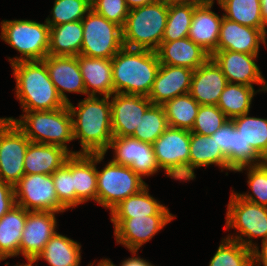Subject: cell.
Returning a JSON list of instances; mask_svg holds the SVG:
<instances>
[{
	"label": "cell",
	"mask_w": 267,
	"mask_h": 266,
	"mask_svg": "<svg viewBox=\"0 0 267 266\" xmlns=\"http://www.w3.org/2000/svg\"><path fill=\"white\" fill-rule=\"evenodd\" d=\"M78 154H106L113 138L110 97L86 96L74 106L69 102Z\"/></svg>",
	"instance_id": "cell-1"
},
{
	"label": "cell",
	"mask_w": 267,
	"mask_h": 266,
	"mask_svg": "<svg viewBox=\"0 0 267 266\" xmlns=\"http://www.w3.org/2000/svg\"><path fill=\"white\" fill-rule=\"evenodd\" d=\"M15 77V97L22 111L56 110L67 104L59 96L43 60L11 64Z\"/></svg>",
	"instance_id": "cell-2"
},
{
	"label": "cell",
	"mask_w": 267,
	"mask_h": 266,
	"mask_svg": "<svg viewBox=\"0 0 267 266\" xmlns=\"http://www.w3.org/2000/svg\"><path fill=\"white\" fill-rule=\"evenodd\" d=\"M159 67L156 51L123 47L112 58L114 93L148 96Z\"/></svg>",
	"instance_id": "cell-3"
},
{
	"label": "cell",
	"mask_w": 267,
	"mask_h": 266,
	"mask_svg": "<svg viewBox=\"0 0 267 266\" xmlns=\"http://www.w3.org/2000/svg\"><path fill=\"white\" fill-rule=\"evenodd\" d=\"M19 119L4 117L25 133L31 142L58 145L71 154H78L68 148L74 141L72 115L68 105L56 110L23 111Z\"/></svg>",
	"instance_id": "cell-4"
},
{
	"label": "cell",
	"mask_w": 267,
	"mask_h": 266,
	"mask_svg": "<svg viewBox=\"0 0 267 266\" xmlns=\"http://www.w3.org/2000/svg\"><path fill=\"white\" fill-rule=\"evenodd\" d=\"M168 6L159 1L129 10L122 27L123 45L156 51L167 24Z\"/></svg>",
	"instance_id": "cell-5"
},
{
	"label": "cell",
	"mask_w": 267,
	"mask_h": 266,
	"mask_svg": "<svg viewBox=\"0 0 267 266\" xmlns=\"http://www.w3.org/2000/svg\"><path fill=\"white\" fill-rule=\"evenodd\" d=\"M50 26L34 20H2L0 38L16 49L19 57H8L10 64L19 61L43 60L48 55Z\"/></svg>",
	"instance_id": "cell-6"
},
{
	"label": "cell",
	"mask_w": 267,
	"mask_h": 266,
	"mask_svg": "<svg viewBox=\"0 0 267 266\" xmlns=\"http://www.w3.org/2000/svg\"><path fill=\"white\" fill-rule=\"evenodd\" d=\"M232 192L226 205L225 229H235L238 234H228L226 238L240 242L253 250L258 245L253 242V238L267 240V207L248 202L239 197L234 190Z\"/></svg>",
	"instance_id": "cell-7"
},
{
	"label": "cell",
	"mask_w": 267,
	"mask_h": 266,
	"mask_svg": "<svg viewBox=\"0 0 267 266\" xmlns=\"http://www.w3.org/2000/svg\"><path fill=\"white\" fill-rule=\"evenodd\" d=\"M146 186L145 181L129 166L110 160L103 169L97 168V203L109 211Z\"/></svg>",
	"instance_id": "cell-8"
},
{
	"label": "cell",
	"mask_w": 267,
	"mask_h": 266,
	"mask_svg": "<svg viewBox=\"0 0 267 266\" xmlns=\"http://www.w3.org/2000/svg\"><path fill=\"white\" fill-rule=\"evenodd\" d=\"M83 41L80 54L112 59L123 47L122 27L90 9L82 19Z\"/></svg>",
	"instance_id": "cell-9"
},
{
	"label": "cell",
	"mask_w": 267,
	"mask_h": 266,
	"mask_svg": "<svg viewBox=\"0 0 267 266\" xmlns=\"http://www.w3.org/2000/svg\"><path fill=\"white\" fill-rule=\"evenodd\" d=\"M160 170L178 181H189L190 131L168 127L153 143Z\"/></svg>",
	"instance_id": "cell-10"
},
{
	"label": "cell",
	"mask_w": 267,
	"mask_h": 266,
	"mask_svg": "<svg viewBox=\"0 0 267 266\" xmlns=\"http://www.w3.org/2000/svg\"><path fill=\"white\" fill-rule=\"evenodd\" d=\"M30 142L15 122L0 117V180L14 186L23 177Z\"/></svg>",
	"instance_id": "cell-11"
},
{
	"label": "cell",
	"mask_w": 267,
	"mask_h": 266,
	"mask_svg": "<svg viewBox=\"0 0 267 266\" xmlns=\"http://www.w3.org/2000/svg\"><path fill=\"white\" fill-rule=\"evenodd\" d=\"M16 205L27 211L63 213L67 209L59 202L52 174H24L14 185Z\"/></svg>",
	"instance_id": "cell-12"
},
{
	"label": "cell",
	"mask_w": 267,
	"mask_h": 266,
	"mask_svg": "<svg viewBox=\"0 0 267 266\" xmlns=\"http://www.w3.org/2000/svg\"><path fill=\"white\" fill-rule=\"evenodd\" d=\"M174 218L172 213H156L144 217L110 218V221L114 226L116 243L129 251H138Z\"/></svg>",
	"instance_id": "cell-13"
},
{
	"label": "cell",
	"mask_w": 267,
	"mask_h": 266,
	"mask_svg": "<svg viewBox=\"0 0 267 266\" xmlns=\"http://www.w3.org/2000/svg\"><path fill=\"white\" fill-rule=\"evenodd\" d=\"M109 148L114 151L112 159L114 163L129 166L142 179L160 171L153 144L133 137L113 136Z\"/></svg>",
	"instance_id": "cell-14"
},
{
	"label": "cell",
	"mask_w": 267,
	"mask_h": 266,
	"mask_svg": "<svg viewBox=\"0 0 267 266\" xmlns=\"http://www.w3.org/2000/svg\"><path fill=\"white\" fill-rule=\"evenodd\" d=\"M258 54H246L230 50H217L211 59L221 69L228 83L254 87L262 85V92H267L266 80L256 63Z\"/></svg>",
	"instance_id": "cell-15"
},
{
	"label": "cell",
	"mask_w": 267,
	"mask_h": 266,
	"mask_svg": "<svg viewBox=\"0 0 267 266\" xmlns=\"http://www.w3.org/2000/svg\"><path fill=\"white\" fill-rule=\"evenodd\" d=\"M56 214L48 211H27L25 227L19 245V255L32 263L42 252L45 244L57 231Z\"/></svg>",
	"instance_id": "cell-16"
},
{
	"label": "cell",
	"mask_w": 267,
	"mask_h": 266,
	"mask_svg": "<svg viewBox=\"0 0 267 266\" xmlns=\"http://www.w3.org/2000/svg\"><path fill=\"white\" fill-rule=\"evenodd\" d=\"M110 98L113 136L131 137L152 102L134 94L113 93Z\"/></svg>",
	"instance_id": "cell-17"
},
{
	"label": "cell",
	"mask_w": 267,
	"mask_h": 266,
	"mask_svg": "<svg viewBox=\"0 0 267 266\" xmlns=\"http://www.w3.org/2000/svg\"><path fill=\"white\" fill-rule=\"evenodd\" d=\"M43 61L59 96L66 104L70 100L65 92L86 94L84 80L78 64V56L47 55Z\"/></svg>",
	"instance_id": "cell-18"
},
{
	"label": "cell",
	"mask_w": 267,
	"mask_h": 266,
	"mask_svg": "<svg viewBox=\"0 0 267 266\" xmlns=\"http://www.w3.org/2000/svg\"><path fill=\"white\" fill-rule=\"evenodd\" d=\"M193 71L187 67L160 64L147 96L152 105H163L166 101L189 93Z\"/></svg>",
	"instance_id": "cell-19"
},
{
	"label": "cell",
	"mask_w": 267,
	"mask_h": 266,
	"mask_svg": "<svg viewBox=\"0 0 267 266\" xmlns=\"http://www.w3.org/2000/svg\"><path fill=\"white\" fill-rule=\"evenodd\" d=\"M266 35L264 30L241 25L223 17L217 50L259 54L260 44L267 46Z\"/></svg>",
	"instance_id": "cell-20"
},
{
	"label": "cell",
	"mask_w": 267,
	"mask_h": 266,
	"mask_svg": "<svg viewBox=\"0 0 267 266\" xmlns=\"http://www.w3.org/2000/svg\"><path fill=\"white\" fill-rule=\"evenodd\" d=\"M249 115L248 112L231 121L244 140L245 165L262 164L267 156V118Z\"/></svg>",
	"instance_id": "cell-21"
},
{
	"label": "cell",
	"mask_w": 267,
	"mask_h": 266,
	"mask_svg": "<svg viewBox=\"0 0 267 266\" xmlns=\"http://www.w3.org/2000/svg\"><path fill=\"white\" fill-rule=\"evenodd\" d=\"M214 2L200 1L194 8L188 38L212 55L217 51L223 18L212 11Z\"/></svg>",
	"instance_id": "cell-22"
},
{
	"label": "cell",
	"mask_w": 267,
	"mask_h": 266,
	"mask_svg": "<svg viewBox=\"0 0 267 266\" xmlns=\"http://www.w3.org/2000/svg\"><path fill=\"white\" fill-rule=\"evenodd\" d=\"M227 84V78L210 58L193 71L189 94L200 105H217Z\"/></svg>",
	"instance_id": "cell-23"
},
{
	"label": "cell",
	"mask_w": 267,
	"mask_h": 266,
	"mask_svg": "<svg viewBox=\"0 0 267 266\" xmlns=\"http://www.w3.org/2000/svg\"><path fill=\"white\" fill-rule=\"evenodd\" d=\"M160 64L187 67L192 70L205 64L211 55L188 37L162 41L156 50Z\"/></svg>",
	"instance_id": "cell-24"
},
{
	"label": "cell",
	"mask_w": 267,
	"mask_h": 266,
	"mask_svg": "<svg viewBox=\"0 0 267 266\" xmlns=\"http://www.w3.org/2000/svg\"><path fill=\"white\" fill-rule=\"evenodd\" d=\"M105 154H73V188L77 206L90 200L97 202V164Z\"/></svg>",
	"instance_id": "cell-25"
},
{
	"label": "cell",
	"mask_w": 267,
	"mask_h": 266,
	"mask_svg": "<svg viewBox=\"0 0 267 266\" xmlns=\"http://www.w3.org/2000/svg\"><path fill=\"white\" fill-rule=\"evenodd\" d=\"M78 64L87 96L110 97L114 93L112 59L78 55Z\"/></svg>",
	"instance_id": "cell-26"
},
{
	"label": "cell",
	"mask_w": 267,
	"mask_h": 266,
	"mask_svg": "<svg viewBox=\"0 0 267 266\" xmlns=\"http://www.w3.org/2000/svg\"><path fill=\"white\" fill-rule=\"evenodd\" d=\"M72 154L58 145L30 142L24 157L25 174H53Z\"/></svg>",
	"instance_id": "cell-27"
},
{
	"label": "cell",
	"mask_w": 267,
	"mask_h": 266,
	"mask_svg": "<svg viewBox=\"0 0 267 266\" xmlns=\"http://www.w3.org/2000/svg\"><path fill=\"white\" fill-rule=\"evenodd\" d=\"M209 165L218 166L221 172L224 169L234 172L215 139L190 132L189 181L196 178L194 172L196 168L209 167Z\"/></svg>",
	"instance_id": "cell-28"
},
{
	"label": "cell",
	"mask_w": 267,
	"mask_h": 266,
	"mask_svg": "<svg viewBox=\"0 0 267 266\" xmlns=\"http://www.w3.org/2000/svg\"><path fill=\"white\" fill-rule=\"evenodd\" d=\"M27 210L14 205L0 218V259L19 256V245L25 227Z\"/></svg>",
	"instance_id": "cell-29"
},
{
	"label": "cell",
	"mask_w": 267,
	"mask_h": 266,
	"mask_svg": "<svg viewBox=\"0 0 267 266\" xmlns=\"http://www.w3.org/2000/svg\"><path fill=\"white\" fill-rule=\"evenodd\" d=\"M81 247L79 242L56 231L32 264L43 259L49 266H80Z\"/></svg>",
	"instance_id": "cell-30"
},
{
	"label": "cell",
	"mask_w": 267,
	"mask_h": 266,
	"mask_svg": "<svg viewBox=\"0 0 267 266\" xmlns=\"http://www.w3.org/2000/svg\"><path fill=\"white\" fill-rule=\"evenodd\" d=\"M83 41L82 20L50 27V56H78Z\"/></svg>",
	"instance_id": "cell-31"
},
{
	"label": "cell",
	"mask_w": 267,
	"mask_h": 266,
	"mask_svg": "<svg viewBox=\"0 0 267 266\" xmlns=\"http://www.w3.org/2000/svg\"><path fill=\"white\" fill-rule=\"evenodd\" d=\"M156 213H170L167 206L161 204L149 193L148 185L139 193L131 195L119 202L110 210L111 218H133L154 215Z\"/></svg>",
	"instance_id": "cell-32"
},
{
	"label": "cell",
	"mask_w": 267,
	"mask_h": 266,
	"mask_svg": "<svg viewBox=\"0 0 267 266\" xmlns=\"http://www.w3.org/2000/svg\"><path fill=\"white\" fill-rule=\"evenodd\" d=\"M254 87L228 83L219 97L217 107L229 120L250 112L253 97L257 92Z\"/></svg>",
	"instance_id": "cell-33"
},
{
	"label": "cell",
	"mask_w": 267,
	"mask_h": 266,
	"mask_svg": "<svg viewBox=\"0 0 267 266\" xmlns=\"http://www.w3.org/2000/svg\"><path fill=\"white\" fill-rule=\"evenodd\" d=\"M217 3L228 20L264 30L261 0H220Z\"/></svg>",
	"instance_id": "cell-34"
},
{
	"label": "cell",
	"mask_w": 267,
	"mask_h": 266,
	"mask_svg": "<svg viewBox=\"0 0 267 266\" xmlns=\"http://www.w3.org/2000/svg\"><path fill=\"white\" fill-rule=\"evenodd\" d=\"M162 106L169 127L191 131L200 104L189 93L166 101Z\"/></svg>",
	"instance_id": "cell-35"
},
{
	"label": "cell",
	"mask_w": 267,
	"mask_h": 266,
	"mask_svg": "<svg viewBox=\"0 0 267 266\" xmlns=\"http://www.w3.org/2000/svg\"><path fill=\"white\" fill-rule=\"evenodd\" d=\"M198 3L168 6L167 24L162 41H175L188 37L194 8Z\"/></svg>",
	"instance_id": "cell-36"
},
{
	"label": "cell",
	"mask_w": 267,
	"mask_h": 266,
	"mask_svg": "<svg viewBox=\"0 0 267 266\" xmlns=\"http://www.w3.org/2000/svg\"><path fill=\"white\" fill-rule=\"evenodd\" d=\"M162 105H151L143 114L139 125L131 136L139 141L153 144L168 128Z\"/></svg>",
	"instance_id": "cell-37"
},
{
	"label": "cell",
	"mask_w": 267,
	"mask_h": 266,
	"mask_svg": "<svg viewBox=\"0 0 267 266\" xmlns=\"http://www.w3.org/2000/svg\"><path fill=\"white\" fill-rule=\"evenodd\" d=\"M209 266H253L252 250L225 237L211 258Z\"/></svg>",
	"instance_id": "cell-38"
},
{
	"label": "cell",
	"mask_w": 267,
	"mask_h": 266,
	"mask_svg": "<svg viewBox=\"0 0 267 266\" xmlns=\"http://www.w3.org/2000/svg\"><path fill=\"white\" fill-rule=\"evenodd\" d=\"M247 170V184L252 193H237L244 200L267 207V165L263 162L257 165H245L234 170L243 172Z\"/></svg>",
	"instance_id": "cell-39"
},
{
	"label": "cell",
	"mask_w": 267,
	"mask_h": 266,
	"mask_svg": "<svg viewBox=\"0 0 267 266\" xmlns=\"http://www.w3.org/2000/svg\"><path fill=\"white\" fill-rule=\"evenodd\" d=\"M91 9V0H54L50 17L45 22L50 26L82 20ZM52 16V18H51Z\"/></svg>",
	"instance_id": "cell-40"
},
{
	"label": "cell",
	"mask_w": 267,
	"mask_h": 266,
	"mask_svg": "<svg viewBox=\"0 0 267 266\" xmlns=\"http://www.w3.org/2000/svg\"><path fill=\"white\" fill-rule=\"evenodd\" d=\"M53 183L59 202L68 210L77 207V196L73 188V154L53 174Z\"/></svg>",
	"instance_id": "cell-41"
},
{
	"label": "cell",
	"mask_w": 267,
	"mask_h": 266,
	"mask_svg": "<svg viewBox=\"0 0 267 266\" xmlns=\"http://www.w3.org/2000/svg\"><path fill=\"white\" fill-rule=\"evenodd\" d=\"M229 119L217 105H200L190 132L211 136L219 130Z\"/></svg>",
	"instance_id": "cell-42"
},
{
	"label": "cell",
	"mask_w": 267,
	"mask_h": 266,
	"mask_svg": "<svg viewBox=\"0 0 267 266\" xmlns=\"http://www.w3.org/2000/svg\"><path fill=\"white\" fill-rule=\"evenodd\" d=\"M91 9L120 27L124 26L130 10L125 0H91Z\"/></svg>",
	"instance_id": "cell-43"
},
{
	"label": "cell",
	"mask_w": 267,
	"mask_h": 266,
	"mask_svg": "<svg viewBox=\"0 0 267 266\" xmlns=\"http://www.w3.org/2000/svg\"><path fill=\"white\" fill-rule=\"evenodd\" d=\"M227 162L234 170L245 166L244 140L238 130L235 129L233 122L231 154L227 157Z\"/></svg>",
	"instance_id": "cell-44"
},
{
	"label": "cell",
	"mask_w": 267,
	"mask_h": 266,
	"mask_svg": "<svg viewBox=\"0 0 267 266\" xmlns=\"http://www.w3.org/2000/svg\"><path fill=\"white\" fill-rule=\"evenodd\" d=\"M219 145L226 158L231 154L232 146V121H227L219 130L211 135Z\"/></svg>",
	"instance_id": "cell-45"
},
{
	"label": "cell",
	"mask_w": 267,
	"mask_h": 266,
	"mask_svg": "<svg viewBox=\"0 0 267 266\" xmlns=\"http://www.w3.org/2000/svg\"><path fill=\"white\" fill-rule=\"evenodd\" d=\"M14 205H16L14 186L0 180V218Z\"/></svg>",
	"instance_id": "cell-46"
},
{
	"label": "cell",
	"mask_w": 267,
	"mask_h": 266,
	"mask_svg": "<svg viewBox=\"0 0 267 266\" xmlns=\"http://www.w3.org/2000/svg\"><path fill=\"white\" fill-rule=\"evenodd\" d=\"M261 250H259V246L257 245L252 250L253 255V266H267V240L261 241Z\"/></svg>",
	"instance_id": "cell-47"
},
{
	"label": "cell",
	"mask_w": 267,
	"mask_h": 266,
	"mask_svg": "<svg viewBox=\"0 0 267 266\" xmlns=\"http://www.w3.org/2000/svg\"><path fill=\"white\" fill-rule=\"evenodd\" d=\"M132 253L133 257L130 258H126L124 261H122L119 266H155L154 264H152L151 262H149L148 260H144L141 257H138V255L136 256V252L138 251H130ZM136 256V257H135Z\"/></svg>",
	"instance_id": "cell-48"
},
{
	"label": "cell",
	"mask_w": 267,
	"mask_h": 266,
	"mask_svg": "<svg viewBox=\"0 0 267 266\" xmlns=\"http://www.w3.org/2000/svg\"><path fill=\"white\" fill-rule=\"evenodd\" d=\"M126 4L129 9H133L136 7H141L153 2H156L157 0H125Z\"/></svg>",
	"instance_id": "cell-49"
},
{
	"label": "cell",
	"mask_w": 267,
	"mask_h": 266,
	"mask_svg": "<svg viewBox=\"0 0 267 266\" xmlns=\"http://www.w3.org/2000/svg\"><path fill=\"white\" fill-rule=\"evenodd\" d=\"M157 1L163 3L166 6H171V5L188 4L191 2H200L201 0H157Z\"/></svg>",
	"instance_id": "cell-50"
},
{
	"label": "cell",
	"mask_w": 267,
	"mask_h": 266,
	"mask_svg": "<svg viewBox=\"0 0 267 266\" xmlns=\"http://www.w3.org/2000/svg\"><path fill=\"white\" fill-rule=\"evenodd\" d=\"M261 12L264 31L267 33V0H261Z\"/></svg>",
	"instance_id": "cell-51"
},
{
	"label": "cell",
	"mask_w": 267,
	"mask_h": 266,
	"mask_svg": "<svg viewBox=\"0 0 267 266\" xmlns=\"http://www.w3.org/2000/svg\"><path fill=\"white\" fill-rule=\"evenodd\" d=\"M87 266H94V263H90L88 264ZM96 266H117L115 265L113 262H111L110 259H107V258H103L101 259Z\"/></svg>",
	"instance_id": "cell-52"
},
{
	"label": "cell",
	"mask_w": 267,
	"mask_h": 266,
	"mask_svg": "<svg viewBox=\"0 0 267 266\" xmlns=\"http://www.w3.org/2000/svg\"><path fill=\"white\" fill-rule=\"evenodd\" d=\"M14 266H33L32 263H23V264H17V265H14Z\"/></svg>",
	"instance_id": "cell-53"
},
{
	"label": "cell",
	"mask_w": 267,
	"mask_h": 266,
	"mask_svg": "<svg viewBox=\"0 0 267 266\" xmlns=\"http://www.w3.org/2000/svg\"><path fill=\"white\" fill-rule=\"evenodd\" d=\"M202 1H206V2H214L215 0H202ZM217 2H219L220 0H216Z\"/></svg>",
	"instance_id": "cell-54"
},
{
	"label": "cell",
	"mask_w": 267,
	"mask_h": 266,
	"mask_svg": "<svg viewBox=\"0 0 267 266\" xmlns=\"http://www.w3.org/2000/svg\"><path fill=\"white\" fill-rule=\"evenodd\" d=\"M263 162L267 165V156L263 159Z\"/></svg>",
	"instance_id": "cell-55"
}]
</instances>
